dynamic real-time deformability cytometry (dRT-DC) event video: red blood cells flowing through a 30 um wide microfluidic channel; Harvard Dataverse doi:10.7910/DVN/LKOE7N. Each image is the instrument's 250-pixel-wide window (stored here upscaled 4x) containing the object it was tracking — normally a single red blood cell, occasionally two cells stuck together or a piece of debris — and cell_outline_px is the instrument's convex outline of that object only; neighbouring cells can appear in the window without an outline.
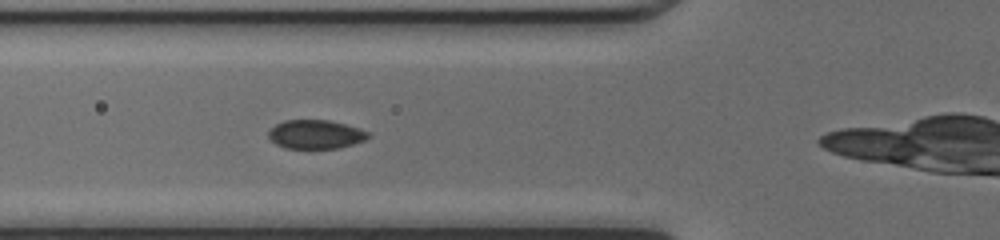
{"species": "common noctule bat (a hibernating species)", "species_latin": "Nyctalus noctula", "temperature_condition": "cold", "stored_images_in_passage": 4, "camera_frame_rate_fps": 3000, "um_per_image_px": 0.085, "animal": {"sex": "female", "body_mass_g": 17.0, "forearm_length_mm": 48.0}, "frame": {"image": 1, "passage_image": 2, "time_ms": 0.333, "image_size_px": [1000, 240], "cell_outline_px": [[372, 136], [364, 140], [340, 148], [284, 148], [276, 144], [268, 136], [268, 132], [276, 124], [284, 120], [328, 120], [360, 128], [368, 132]], "centroid_in_image_um": [26.84, 11.42], "position_along_channel_um": 99.0, "area_um2": 16.7}}